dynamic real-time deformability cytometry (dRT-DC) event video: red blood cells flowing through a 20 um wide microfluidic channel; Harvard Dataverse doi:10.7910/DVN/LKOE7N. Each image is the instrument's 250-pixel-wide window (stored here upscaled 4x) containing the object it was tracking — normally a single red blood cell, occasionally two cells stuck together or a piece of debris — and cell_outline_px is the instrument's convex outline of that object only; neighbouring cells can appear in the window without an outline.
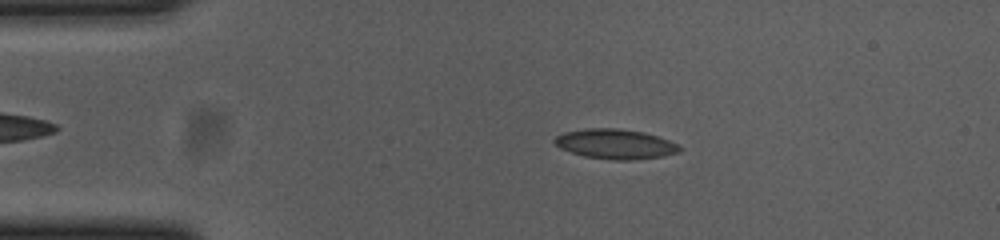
{"species": "common noctule bat (a hibernating species)", "species_latin": "Nyctalus noctula", "temperature_condition": "cold", "stored_images_in_passage": 54, "camera_frame_rate_fps": 3000, "um_per_image_px": 0.085, "animal": {"sex": "female", "body_mass_g": 23.0, "forearm_length_mm": 53.4}, "frame": {"image": 1, "passage_image": 10, "time_ms": 3.0, "image_size_px": [1000, 240], "cell_outline_px": [[684, 148], [680, 152], [660, 156], [632, 160], [616, 160], [584, 156], [560, 148], [552, 140], [556, 136], [564, 132], [588, 128], [616, 128], [640, 132], [656, 136], [680, 144]], "centroid_in_image_um": [52.32, 12.24], "position_along_channel_um": 32.7, "area_um2": 21.56}}
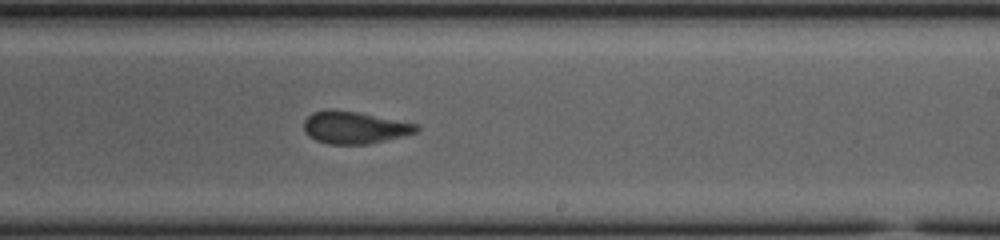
{"frame": {"image": 2, "passage_image": 32, "time_ms": 10.333, "image_size_px": [1000, 240], "cell_outline_px": [[420, 128], [416, 132], [368, 144], [328, 144], [316, 140], [308, 136], [304, 132], [304, 120], [312, 112], [332, 108], [356, 112], [420, 124]], "centroid_in_image_um": [30.1, 10.83], "position_along_channel_um": 258.9, "area_um2": 21.15}}
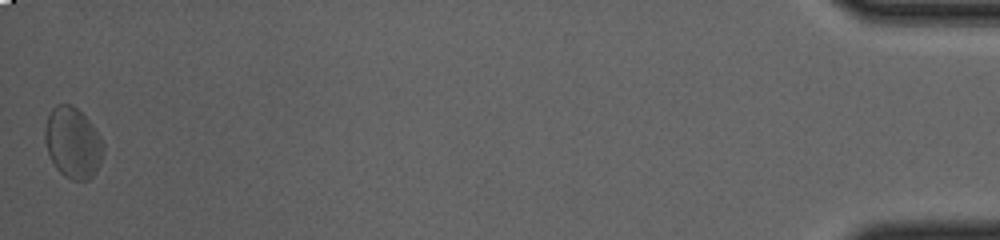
{"frame": {"image": 3, "passage_image": 54, "time_ms": 17.667, "image_size_px": [1000, 240], "cell_outline_px": [[104, 152], [96, 172], [88, 180], [72, 180], [64, 176], [56, 168], [48, 152], [44, 140], [44, 128], [48, 116], [52, 108], [56, 104], [72, 104], [92, 124], [100, 136], [104, 144]], "centroid_in_image_um": [6.19, 12.14], "position_along_channel_um": 429.0, "area_um2": 24.16}, "authors_computed_cell_mechanics": {"area_um2": 21.3282, "velocity_mm_per_s": 3.6631, "shape_relaxation_time_tau1_ms": 3.716, "shape_relaxation_time_tau2_ms": 1.8144, "deformation_change_tau1": 0.089, "deformation_change_tau2": 0.0799}}